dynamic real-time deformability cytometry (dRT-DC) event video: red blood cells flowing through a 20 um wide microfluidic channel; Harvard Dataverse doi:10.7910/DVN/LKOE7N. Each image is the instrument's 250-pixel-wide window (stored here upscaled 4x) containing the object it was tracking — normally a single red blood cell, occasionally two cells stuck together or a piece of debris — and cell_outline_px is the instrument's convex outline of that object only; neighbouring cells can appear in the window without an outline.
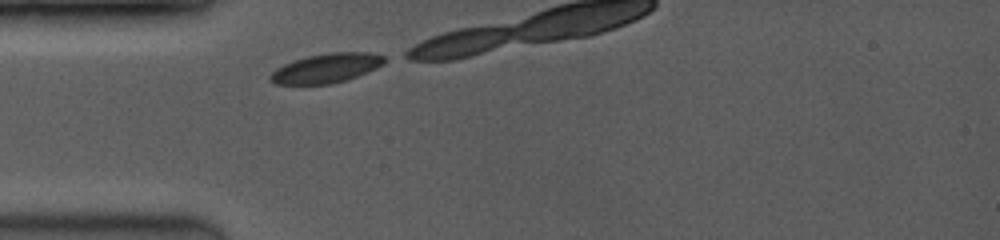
{"species": "common noctule bat (a hibernating species)", "species_latin": "Nyctalus noctula", "temperature_condition": "room temperature", "stored_images_in_passage": 7, "camera_frame_rate_fps": 3500, "um_per_image_px": 0.085, "animal": {"sex": "female", "body_mass_g": 19.0, "forearm_length_mm": 53.3}, "frame": {"image": 1, "passage_image": 1, "time_ms": 0.0, "image_size_px": [1000, 240], "cell_outline_px": [[384, 64], [368, 72], [332, 84], [276, 84], [268, 80], [268, 76], [276, 68], [284, 64], [308, 56], [328, 52], [368, 52], [384, 56]], "centroid_in_image_um": [27.72, 5.79], "position_along_channel_um": 57.3, "area_um2": 19.42}}